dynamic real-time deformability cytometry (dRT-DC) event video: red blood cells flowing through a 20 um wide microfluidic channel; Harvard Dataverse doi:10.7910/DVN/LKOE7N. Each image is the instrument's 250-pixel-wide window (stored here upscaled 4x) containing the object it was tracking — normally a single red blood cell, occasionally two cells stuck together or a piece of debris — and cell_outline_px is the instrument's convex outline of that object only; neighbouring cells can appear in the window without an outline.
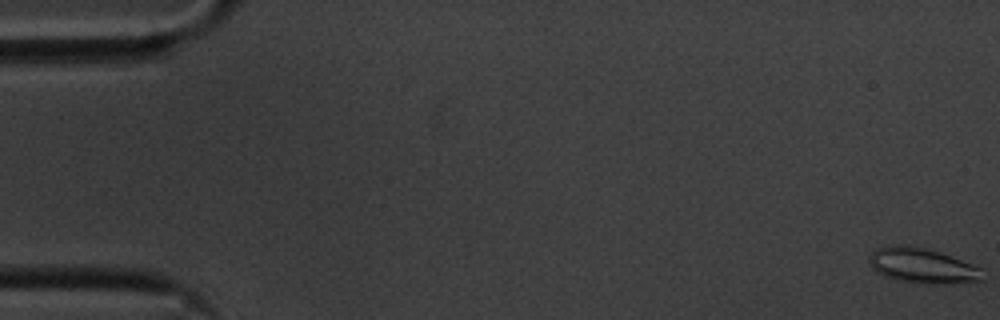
{"species": "common noctule bat (a hibernating species)", "species_latin": "Nyctalus noctula", "temperature_condition": "cold", "stored_images_in_passage": 57, "camera_frame_rate_fps": 3000, "um_per_image_px": 0.085, "animal": {"sex": "male", "body_mass_g": 20.1, "forearm_length_mm": 53.5}, "frame": {"image": 1, "passage_image": 1, "time_ms": 0.0, "image_size_px": [1000, 320], "cell_outline_px": [[984, 280], [940, 284], [928, 284], [900, 280], [884, 276], [876, 272], [872, 268], [868, 260], [868, 256], [876, 248], [888, 244], [908, 244], [940, 252], [984, 268]], "centroid_in_image_um": [78.39, 22.56], "position_along_channel_um": 6.6, "area_um2": 23.58}}
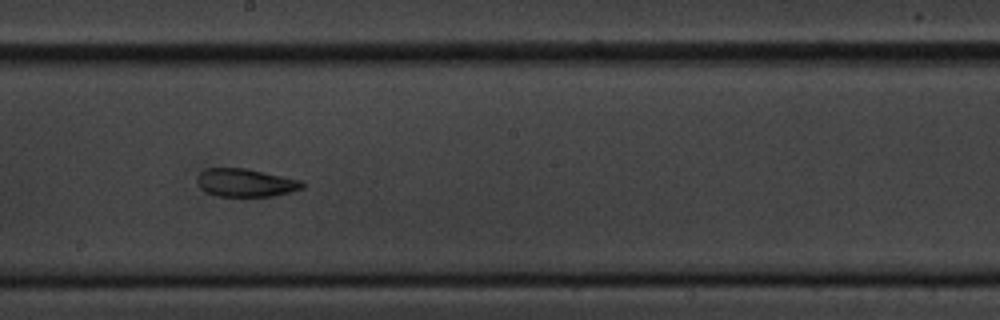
{"frame": {"image": 2, "passage_image": 32, "time_ms": 10.333, "image_size_px": [1000, 320], "cell_outline_px": [[304, 188], [272, 196], [216, 196], [200, 188], [196, 180], [200, 172], [204, 168], [244, 168], [304, 180]], "centroid_in_image_um": [20.88, 15.52], "position_along_channel_um": 227.3, "area_um2": 17.22}}
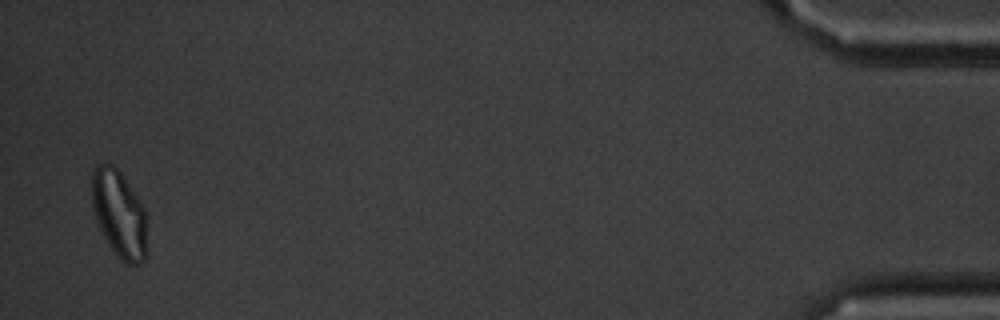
{"frame": {"image": 3, "passage_image": 56, "time_ms": 18.333, "image_size_px": [1000, 320], "cell_outline_px": [[148, 224], [144, 260], [140, 264], [124, 264], [116, 256], [108, 244], [96, 220], [92, 204], [92, 172], [96, 164], [112, 164], [120, 172], [140, 200], [148, 216]], "centroid_in_image_um": [10.15, 18.21], "position_along_channel_um": 425.0, "area_um2": 28.38}, "authors_computed_cell_mechanics": {"area_um2": 19.7676, "velocity_mm_per_s": 3.5362, "shape_relaxation_time_tau1_ms": null, "shape_relaxation_time_tau2_ms": 3.3767, "deformation_change_tau1": null, "deformation_change_tau2": 0.1054}}